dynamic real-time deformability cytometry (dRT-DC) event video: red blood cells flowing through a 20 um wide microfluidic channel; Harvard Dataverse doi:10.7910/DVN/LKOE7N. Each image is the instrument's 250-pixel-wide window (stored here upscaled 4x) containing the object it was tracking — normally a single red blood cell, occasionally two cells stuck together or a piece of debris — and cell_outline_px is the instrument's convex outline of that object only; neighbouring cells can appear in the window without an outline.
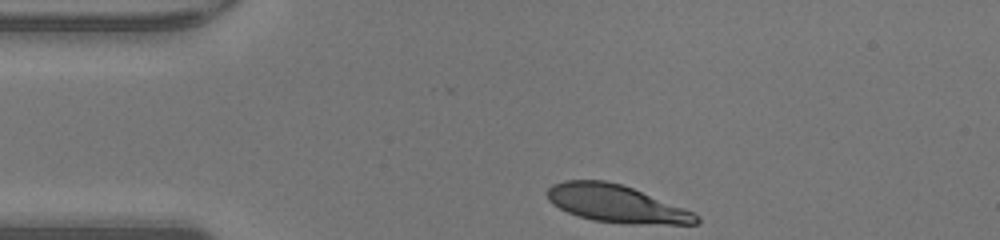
{"species": "human", "species_latin": "Homo sapiens", "temperature_condition": "warm", "stored_images_in_passage": 30, "camera_frame_rate_fps": 3000, "um_per_image_px": 0.085, "donor": {"sex": "male"}, "frame": {"image": 1, "passage_image": 1, "time_ms": 0.0, "image_size_px": [1000, 240], "cell_outline_px": [[700, 220], [696, 224], [624, 224], [592, 220], [568, 212], [552, 204], [548, 200], [544, 192], [552, 184], [564, 180], [604, 180], [620, 184], [632, 188], [692, 212], [700, 216]], "centroid_in_image_um": [52.32, 17.32], "position_along_channel_um": 32.7, "area_um2": 32.37}}
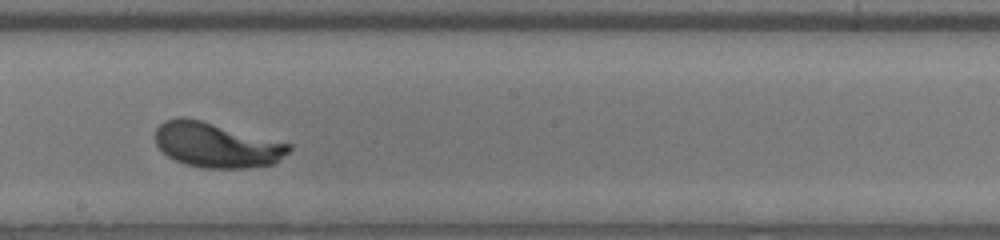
{"frame": {"image": 2, "passage_image": 18, "time_ms": 5.667, "image_size_px": [1000, 240], "cell_outline_px": [[292, 148], [276, 164], [248, 168], [204, 168], [184, 164], [168, 156], [156, 144], [156, 128], [164, 120], [180, 116], [184, 116], [200, 120], [292, 144]], "centroid_in_image_um": [18.42, 12.33], "position_along_channel_um": 229.8, "area_um2": 34.97}}
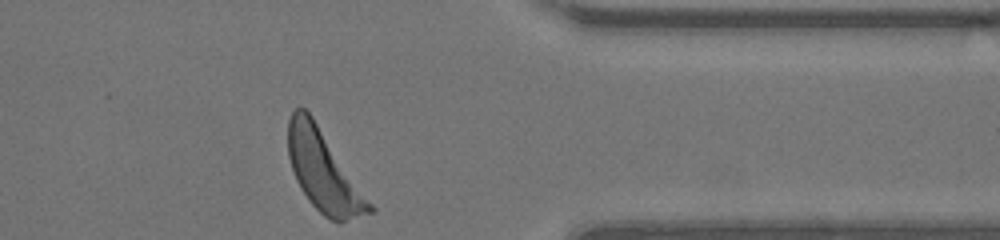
{"frame": {"image": 3, "passage_image": 30, "time_ms": 9.667, "image_size_px": [1000, 240], "cell_outline_px": [[376, 212], [340, 224], [324, 216], [308, 200], [300, 188], [296, 180], [288, 156], [288, 120], [292, 112], [296, 108], [304, 108], [312, 116], [376, 208]], "centroid_in_image_um": [27.54, 14.61], "position_along_channel_um": 383.9, "area_um2": 38.26}, "authors_computed_cell_mechanics": {"area_um2": 34.9112, "velocity_mm_per_s": 4.2693, "shape_relaxation_time_tau1_ms": 2.3114, "shape_relaxation_time_tau2_ms": null, "deformation_change_tau1": 0.1831, "deformation_change_tau2": null}}